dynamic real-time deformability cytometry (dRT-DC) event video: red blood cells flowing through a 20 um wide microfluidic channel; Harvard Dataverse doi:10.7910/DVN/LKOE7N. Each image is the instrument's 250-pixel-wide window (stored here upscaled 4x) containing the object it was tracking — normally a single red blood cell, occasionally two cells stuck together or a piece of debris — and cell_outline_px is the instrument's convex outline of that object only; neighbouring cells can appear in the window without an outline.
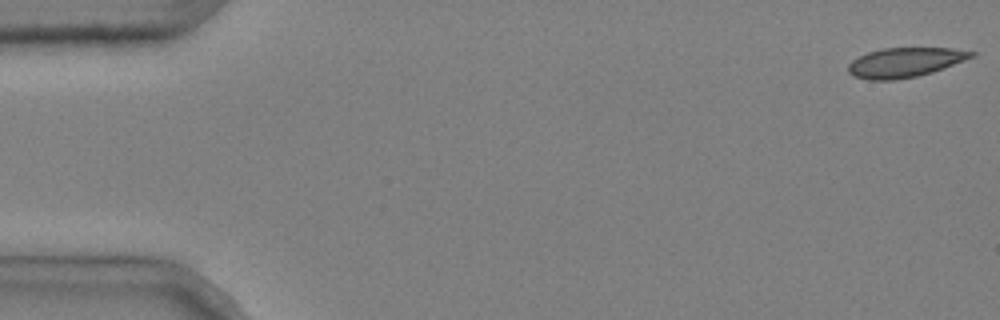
{"species": "common noctule bat (a hibernating species)", "species_latin": "Nyctalus noctula", "temperature_condition": "cold", "stored_images_in_passage": 48, "camera_frame_rate_fps": 3000, "um_per_image_px": 0.085, "animal": {"sex": "male", "body_mass_g": 20.4}, "frame": {"image": 1, "passage_image": 1, "time_ms": 0.0, "image_size_px": [1000, 320], "cell_outline_px": [[976, 56], [932, 72], [916, 76], [892, 80], [868, 80], [852, 76], [848, 72], [848, 64], [852, 60], [868, 52], [884, 48], [952, 48], [976, 52]], "centroid_in_image_um": [76.91, 5.3], "position_along_channel_um": 8.1, "area_um2": 21.15}}
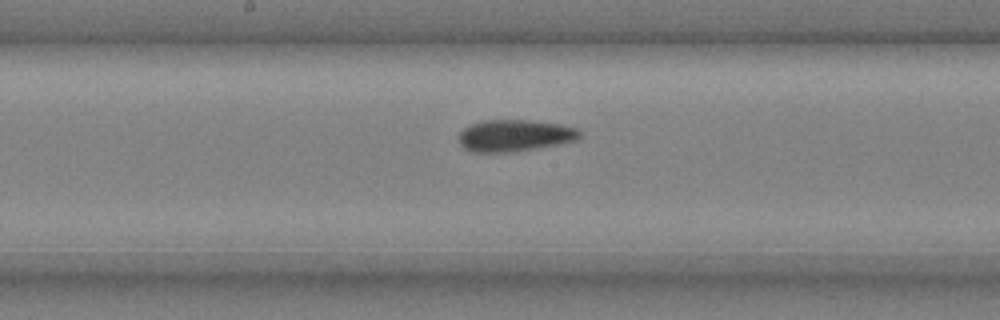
{"frame": {"image": 2, "passage_image": 28, "time_ms": 9.0, "image_size_px": [1000, 320], "cell_outline_px": [[580, 136], [576, 140], [516, 152], [472, 152], [464, 148], [460, 144], [460, 132], [464, 128], [472, 124], [484, 120], [528, 120], [560, 124], [576, 128], [580, 132]], "centroid_in_image_um": [43.73, 11.52], "position_along_channel_um": 204.5, "area_um2": 22.2}}
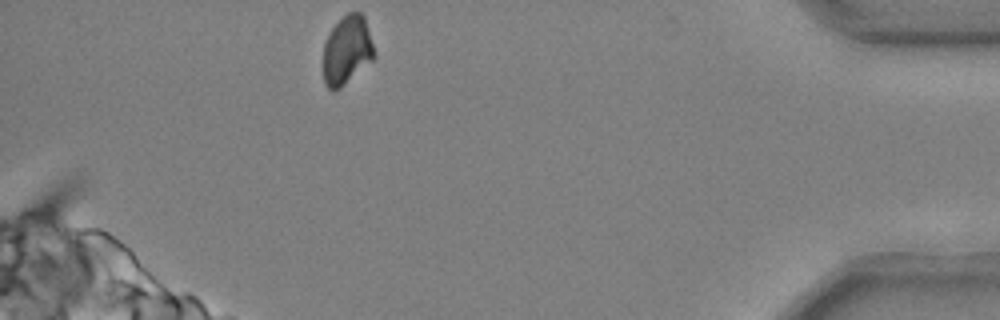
{"frame": {"image": 3, "passage_image": 48, "time_ms": 15.667, "image_size_px": [1000, 320], "cell_outline_px": [[376, 56], [372, 60], [340, 88], [332, 92], [328, 88], [324, 80], [324, 44], [332, 28], [348, 12], [360, 12], [364, 16], [376, 52]], "centroid_in_image_um": [29.51, 4.27], "position_along_channel_um": 405.7, "area_um2": 20.23}, "authors_computed_cell_mechanics": {"area_um2": 22.1085, "velocity_mm_per_s": 3.6874, "shape_relaxation_time_tau1_ms": 5.296, "shape_relaxation_time_tau2_ms": 3.1508, "deformation_change_tau1": 0.1116, "deformation_change_tau2": 0.0456}}